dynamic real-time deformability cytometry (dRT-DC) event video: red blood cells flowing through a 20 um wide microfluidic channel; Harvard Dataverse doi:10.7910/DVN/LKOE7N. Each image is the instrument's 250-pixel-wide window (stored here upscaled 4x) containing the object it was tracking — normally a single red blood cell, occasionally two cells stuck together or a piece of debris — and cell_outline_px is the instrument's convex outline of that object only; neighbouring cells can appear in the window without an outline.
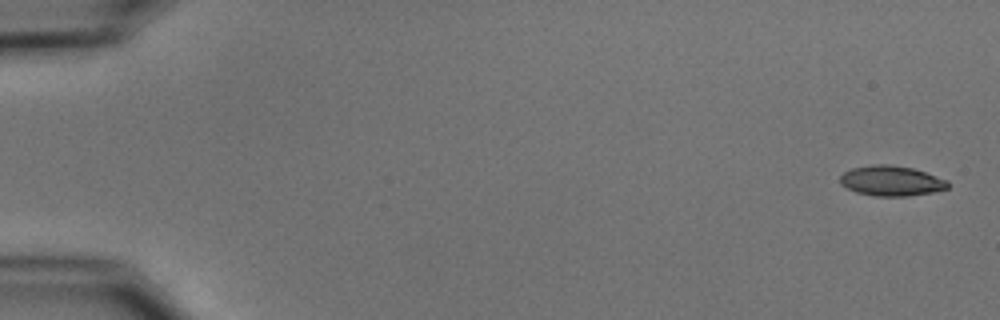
{"species": "common noctule bat (a hibernating species)", "species_latin": "Nyctalus noctula", "temperature_condition": "cold", "stored_images_in_passage": 8, "camera_frame_rate_fps": 3000, "um_per_image_px": 0.085, "animal": {"sex": "male", "body_mass_g": 15.6}, "frame": {"image": 1, "passage_image": 1, "time_ms": 0.0, "image_size_px": [1000, 320], "cell_outline_px": [[948, 188], [932, 192], [908, 196], [876, 196], [856, 192], [840, 184], [840, 176], [844, 172], [852, 168], [872, 164], [888, 164], [912, 168], [948, 180]], "centroid_in_image_um": [75.74, 15.37], "position_along_channel_um": 9.3, "area_um2": 18.84}}
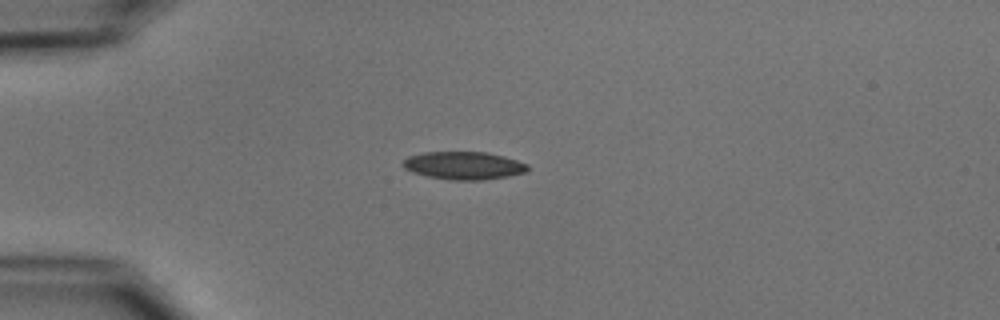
{"frame": {"image": 2, "passage_image": 4, "time_ms": 4.333, "image_size_px": [1000, 320], "cell_outline_px": [[528, 172], [508, 176], [484, 180], [452, 180], [428, 176], [412, 172], [404, 168], [400, 164], [408, 156], [424, 152], [488, 152], [504, 156], [528, 164]], "centroid_in_image_um": [39.42, 14.07], "position_along_channel_um": 45.6, "area_um2": 20.35}}